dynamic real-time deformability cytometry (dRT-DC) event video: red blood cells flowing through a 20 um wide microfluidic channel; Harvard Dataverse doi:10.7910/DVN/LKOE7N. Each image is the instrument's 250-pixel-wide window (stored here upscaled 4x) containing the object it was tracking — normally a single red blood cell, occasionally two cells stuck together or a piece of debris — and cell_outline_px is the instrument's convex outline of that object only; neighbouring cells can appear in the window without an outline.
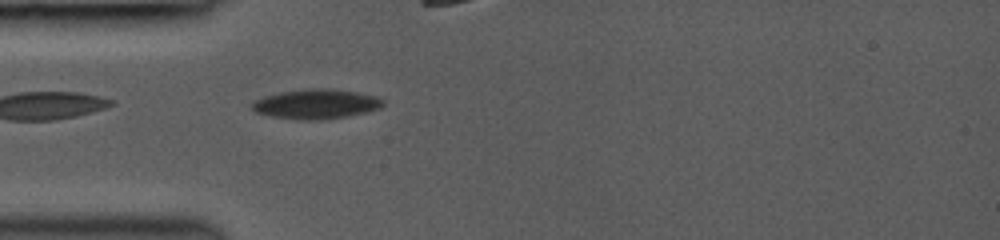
{"species": "common noctule bat (a hibernating species)", "species_latin": "Nyctalus noctula", "temperature_condition": "room temperature", "stored_images_in_passage": 34, "camera_frame_rate_fps": 3000, "um_per_image_px": 0.085, "animal": {"sex": "female", "body_mass_g": 19.0, "forearm_length_mm": 53.3}, "frame": {"image": 1, "passage_image": 10, "time_ms": 4.667, "image_size_px": [1000, 240], "cell_outline_px": [[384, 104], [380, 108], [368, 112], [348, 116], [320, 120], [304, 120], [272, 116], [256, 112], [248, 104], [252, 100], [264, 96], [280, 92], [304, 88], [332, 88], [356, 92], [376, 96], [384, 100]], "centroid_in_image_um": [26.85, 8.83], "position_along_channel_um": 58.1, "area_um2": 22.95}}